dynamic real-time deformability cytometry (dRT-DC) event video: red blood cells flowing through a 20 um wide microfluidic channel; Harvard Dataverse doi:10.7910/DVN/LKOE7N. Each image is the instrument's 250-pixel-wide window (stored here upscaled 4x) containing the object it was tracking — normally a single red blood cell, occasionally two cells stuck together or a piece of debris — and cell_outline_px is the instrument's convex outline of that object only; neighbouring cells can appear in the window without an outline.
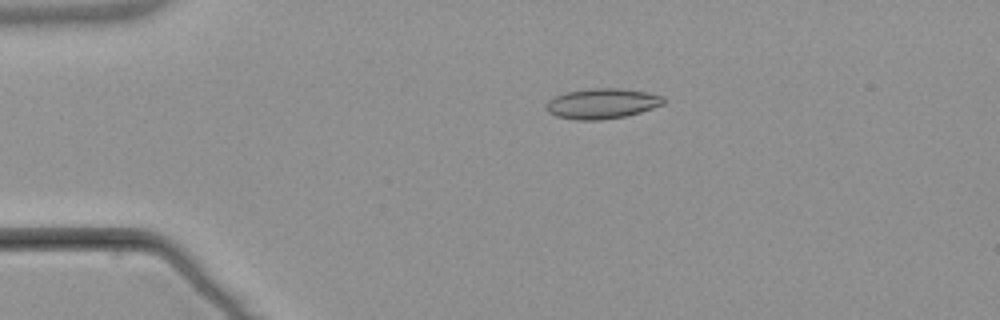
{"species": "common noctule bat (a hibernating species)", "species_latin": "Nyctalus noctula", "temperature_condition": "warm", "stored_images_in_passage": 6, "camera_frame_rate_fps": 3000, "um_per_image_px": 0.085, "animal": {"sex": "male", "body_mass_g": 21.5, "forearm_length_mm": 52.0}, "frame": {"image": 1, "passage_image": 4, "time_ms": 3.333, "image_size_px": [1000, 320], "cell_outline_px": [[664, 104], [640, 112], [624, 116], [600, 120], [576, 120], [556, 116], [548, 112], [544, 108], [548, 100], [556, 96], [568, 92], [592, 88], [616, 88], [644, 92], [664, 96]], "centroid_in_image_um": [51.14, 8.81], "position_along_channel_um": 33.9, "area_um2": 20.52}}